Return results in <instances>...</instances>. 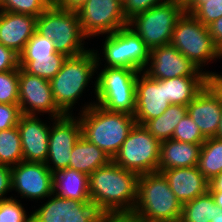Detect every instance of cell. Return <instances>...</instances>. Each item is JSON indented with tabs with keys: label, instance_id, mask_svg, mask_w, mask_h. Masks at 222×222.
Returning a JSON list of instances; mask_svg holds the SVG:
<instances>
[{
	"label": "cell",
	"instance_id": "18",
	"mask_svg": "<svg viewBox=\"0 0 222 222\" xmlns=\"http://www.w3.org/2000/svg\"><path fill=\"white\" fill-rule=\"evenodd\" d=\"M170 105L166 101L164 80L139 72L136 80V124L144 125L148 120L159 117Z\"/></svg>",
	"mask_w": 222,
	"mask_h": 222
},
{
	"label": "cell",
	"instance_id": "49",
	"mask_svg": "<svg viewBox=\"0 0 222 222\" xmlns=\"http://www.w3.org/2000/svg\"><path fill=\"white\" fill-rule=\"evenodd\" d=\"M50 5H54L55 0H46Z\"/></svg>",
	"mask_w": 222,
	"mask_h": 222
},
{
	"label": "cell",
	"instance_id": "6",
	"mask_svg": "<svg viewBox=\"0 0 222 222\" xmlns=\"http://www.w3.org/2000/svg\"><path fill=\"white\" fill-rule=\"evenodd\" d=\"M138 73L128 68L104 67L95 78V104L110 112L134 116Z\"/></svg>",
	"mask_w": 222,
	"mask_h": 222
},
{
	"label": "cell",
	"instance_id": "17",
	"mask_svg": "<svg viewBox=\"0 0 222 222\" xmlns=\"http://www.w3.org/2000/svg\"><path fill=\"white\" fill-rule=\"evenodd\" d=\"M187 113L205 138L216 137L222 114V93L209 81L187 105Z\"/></svg>",
	"mask_w": 222,
	"mask_h": 222
},
{
	"label": "cell",
	"instance_id": "12",
	"mask_svg": "<svg viewBox=\"0 0 222 222\" xmlns=\"http://www.w3.org/2000/svg\"><path fill=\"white\" fill-rule=\"evenodd\" d=\"M31 215L32 222H102L106 218L91 201L65 199L54 193Z\"/></svg>",
	"mask_w": 222,
	"mask_h": 222
},
{
	"label": "cell",
	"instance_id": "25",
	"mask_svg": "<svg viewBox=\"0 0 222 222\" xmlns=\"http://www.w3.org/2000/svg\"><path fill=\"white\" fill-rule=\"evenodd\" d=\"M210 77H176L164 80L166 101L187 106L210 81Z\"/></svg>",
	"mask_w": 222,
	"mask_h": 222
},
{
	"label": "cell",
	"instance_id": "47",
	"mask_svg": "<svg viewBox=\"0 0 222 222\" xmlns=\"http://www.w3.org/2000/svg\"><path fill=\"white\" fill-rule=\"evenodd\" d=\"M210 81L221 91L222 93V76H216L210 79Z\"/></svg>",
	"mask_w": 222,
	"mask_h": 222
},
{
	"label": "cell",
	"instance_id": "34",
	"mask_svg": "<svg viewBox=\"0 0 222 222\" xmlns=\"http://www.w3.org/2000/svg\"><path fill=\"white\" fill-rule=\"evenodd\" d=\"M172 139L190 144H203L206 140L188 113L175 127Z\"/></svg>",
	"mask_w": 222,
	"mask_h": 222
},
{
	"label": "cell",
	"instance_id": "32",
	"mask_svg": "<svg viewBox=\"0 0 222 222\" xmlns=\"http://www.w3.org/2000/svg\"><path fill=\"white\" fill-rule=\"evenodd\" d=\"M50 4L46 0H0V10L39 17Z\"/></svg>",
	"mask_w": 222,
	"mask_h": 222
},
{
	"label": "cell",
	"instance_id": "45",
	"mask_svg": "<svg viewBox=\"0 0 222 222\" xmlns=\"http://www.w3.org/2000/svg\"><path fill=\"white\" fill-rule=\"evenodd\" d=\"M172 1L181 6L184 10H186L194 2V0H172Z\"/></svg>",
	"mask_w": 222,
	"mask_h": 222
},
{
	"label": "cell",
	"instance_id": "20",
	"mask_svg": "<svg viewBox=\"0 0 222 222\" xmlns=\"http://www.w3.org/2000/svg\"><path fill=\"white\" fill-rule=\"evenodd\" d=\"M162 173L182 205L209 191V181L198 166L173 168L163 170Z\"/></svg>",
	"mask_w": 222,
	"mask_h": 222
},
{
	"label": "cell",
	"instance_id": "24",
	"mask_svg": "<svg viewBox=\"0 0 222 222\" xmlns=\"http://www.w3.org/2000/svg\"><path fill=\"white\" fill-rule=\"evenodd\" d=\"M110 161L112 159L107 153L81 135L73 146L69 168L89 176L96 169L107 165Z\"/></svg>",
	"mask_w": 222,
	"mask_h": 222
},
{
	"label": "cell",
	"instance_id": "1",
	"mask_svg": "<svg viewBox=\"0 0 222 222\" xmlns=\"http://www.w3.org/2000/svg\"><path fill=\"white\" fill-rule=\"evenodd\" d=\"M138 178L110 161L89 175L90 200L106 217H129L137 202Z\"/></svg>",
	"mask_w": 222,
	"mask_h": 222
},
{
	"label": "cell",
	"instance_id": "11",
	"mask_svg": "<svg viewBox=\"0 0 222 222\" xmlns=\"http://www.w3.org/2000/svg\"><path fill=\"white\" fill-rule=\"evenodd\" d=\"M78 16L87 38L111 34L129 23L120 0H87L78 10Z\"/></svg>",
	"mask_w": 222,
	"mask_h": 222
},
{
	"label": "cell",
	"instance_id": "30",
	"mask_svg": "<svg viewBox=\"0 0 222 222\" xmlns=\"http://www.w3.org/2000/svg\"><path fill=\"white\" fill-rule=\"evenodd\" d=\"M23 161L20 132L17 126L0 131V164L9 167Z\"/></svg>",
	"mask_w": 222,
	"mask_h": 222
},
{
	"label": "cell",
	"instance_id": "44",
	"mask_svg": "<svg viewBox=\"0 0 222 222\" xmlns=\"http://www.w3.org/2000/svg\"><path fill=\"white\" fill-rule=\"evenodd\" d=\"M102 222H136L129 217H106Z\"/></svg>",
	"mask_w": 222,
	"mask_h": 222
},
{
	"label": "cell",
	"instance_id": "46",
	"mask_svg": "<svg viewBox=\"0 0 222 222\" xmlns=\"http://www.w3.org/2000/svg\"><path fill=\"white\" fill-rule=\"evenodd\" d=\"M211 222H222V209L216 206L215 216L211 219Z\"/></svg>",
	"mask_w": 222,
	"mask_h": 222
},
{
	"label": "cell",
	"instance_id": "42",
	"mask_svg": "<svg viewBox=\"0 0 222 222\" xmlns=\"http://www.w3.org/2000/svg\"><path fill=\"white\" fill-rule=\"evenodd\" d=\"M208 31L212 36L215 46L222 51V17L218 18L208 26Z\"/></svg>",
	"mask_w": 222,
	"mask_h": 222
},
{
	"label": "cell",
	"instance_id": "16",
	"mask_svg": "<svg viewBox=\"0 0 222 222\" xmlns=\"http://www.w3.org/2000/svg\"><path fill=\"white\" fill-rule=\"evenodd\" d=\"M149 62L143 72L154 79L209 77L205 72L199 70L171 43L151 49Z\"/></svg>",
	"mask_w": 222,
	"mask_h": 222
},
{
	"label": "cell",
	"instance_id": "41",
	"mask_svg": "<svg viewBox=\"0 0 222 222\" xmlns=\"http://www.w3.org/2000/svg\"><path fill=\"white\" fill-rule=\"evenodd\" d=\"M209 192L213 196L216 205L222 209V171L209 182Z\"/></svg>",
	"mask_w": 222,
	"mask_h": 222
},
{
	"label": "cell",
	"instance_id": "37",
	"mask_svg": "<svg viewBox=\"0 0 222 222\" xmlns=\"http://www.w3.org/2000/svg\"><path fill=\"white\" fill-rule=\"evenodd\" d=\"M21 115L19 105L0 103V131L17 126Z\"/></svg>",
	"mask_w": 222,
	"mask_h": 222
},
{
	"label": "cell",
	"instance_id": "19",
	"mask_svg": "<svg viewBox=\"0 0 222 222\" xmlns=\"http://www.w3.org/2000/svg\"><path fill=\"white\" fill-rule=\"evenodd\" d=\"M47 124L38 118V115H21L17 127L24 162H46L50 134V126Z\"/></svg>",
	"mask_w": 222,
	"mask_h": 222
},
{
	"label": "cell",
	"instance_id": "40",
	"mask_svg": "<svg viewBox=\"0 0 222 222\" xmlns=\"http://www.w3.org/2000/svg\"><path fill=\"white\" fill-rule=\"evenodd\" d=\"M11 190V167L0 164V201L8 199L5 194Z\"/></svg>",
	"mask_w": 222,
	"mask_h": 222
},
{
	"label": "cell",
	"instance_id": "7",
	"mask_svg": "<svg viewBox=\"0 0 222 222\" xmlns=\"http://www.w3.org/2000/svg\"><path fill=\"white\" fill-rule=\"evenodd\" d=\"M171 44L210 78L219 76L216 72L202 69L210 61L220 59V51L215 46L208 27L192 14L184 11L178 18L173 29Z\"/></svg>",
	"mask_w": 222,
	"mask_h": 222
},
{
	"label": "cell",
	"instance_id": "22",
	"mask_svg": "<svg viewBox=\"0 0 222 222\" xmlns=\"http://www.w3.org/2000/svg\"><path fill=\"white\" fill-rule=\"evenodd\" d=\"M201 148L202 144H190L174 139L162 141L158 172L173 168L197 166Z\"/></svg>",
	"mask_w": 222,
	"mask_h": 222
},
{
	"label": "cell",
	"instance_id": "48",
	"mask_svg": "<svg viewBox=\"0 0 222 222\" xmlns=\"http://www.w3.org/2000/svg\"><path fill=\"white\" fill-rule=\"evenodd\" d=\"M216 137L222 139V114H221L220 126H219V129H218Z\"/></svg>",
	"mask_w": 222,
	"mask_h": 222
},
{
	"label": "cell",
	"instance_id": "13",
	"mask_svg": "<svg viewBox=\"0 0 222 222\" xmlns=\"http://www.w3.org/2000/svg\"><path fill=\"white\" fill-rule=\"evenodd\" d=\"M76 118L71 114L52 119L45 164L53 174L69 167L73 146L82 135L80 119Z\"/></svg>",
	"mask_w": 222,
	"mask_h": 222
},
{
	"label": "cell",
	"instance_id": "23",
	"mask_svg": "<svg viewBox=\"0 0 222 222\" xmlns=\"http://www.w3.org/2000/svg\"><path fill=\"white\" fill-rule=\"evenodd\" d=\"M53 193L65 199L91 201L89 176L69 167L59 170L53 175Z\"/></svg>",
	"mask_w": 222,
	"mask_h": 222
},
{
	"label": "cell",
	"instance_id": "9",
	"mask_svg": "<svg viewBox=\"0 0 222 222\" xmlns=\"http://www.w3.org/2000/svg\"><path fill=\"white\" fill-rule=\"evenodd\" d=\"M160 151L161 141L143 125L135 124L112 161L138 175L157 172Z\"/></svg>",
	"mask_w": 222,
	"mask_h": 222
},
{
	"label": "cell",
	"instance_id": "2",
	"mask_svg": "<svg viewBox=\"0 0 222 222\" xmlns=\"http://www.w3.org/2000/svg\"><path fill=\"white\" fill-rule=\"evenodd\" d=\"M182 204L162 172L140 174L137 202L129 218L136 222H179Z\"/></svg>",
	"mask_w": 222,
	"mask_h": 222
},
{
	"label": "cell",
	"instance_id": "5",
	"mask_svg": "<svg viewBox=\"0 0 222 222\" xmlns=\"http://www.w3.org/2000/svg\"><path fill=\"white\" fill-rule=\"evenodd\" d=\"M36 32L54 42L55 51L66 57L84 54L86 36L81 30L77 11L62 10L50 5L36 22Z\"/></svg>",
	"mask_w": 222,
	"mask_h": 222
},
{
	"label": "cell",
	"instance_id": "31",
	"mask_svg": "<svg viewBox=\"0 0 222 222\" xmlns=\"http://www.w3.org/2000/svg\"><path fill=\"white\" fill-rule=\"evenodd\" d=\"M185 11L192 14L204 26H208L222 17V0H194Z\"/></svg>",
	"mask_w": 222,
	"mask_h": 222
},
{
	"label": "cell",
	"instance_id": "27",
	"mask_svg": "<svg viewBox=\"0 0 222 222\" xmlns=\"http://www.w3.org/2000/svg\"><path fill=\"white\" fill-rule=\"evenodd\" d=\"M187 114V106L171 104L159 117L148 120L143 126L159 141L172 139L175 127Z\"/></svg>",
	"mask_w": 222,
	"mask_h": 222
},
{
	"label": "cell",
	"instance_id": "28",
	"mask_svg": "<svg viewBox=\"0 0 222 222\" xmlns=\"http://www.w3.org/2000/svg\"><path fill=\"white\" fill-rule=\"evenodd\" d=\"M199 171L210 182L222 171V139L218 137L206 138L202 144Z\"/></svg>",
	"mask_w": 222,
	"mask_h": 222
},
{
	"label": "cell",
	"instance_id": "4",
	"mask_svg": "<svg viewBox=\"0 0 222 222\" xmlns=\"http://www.w3.org/2000/svg\"><path fill=\"white\" fill-rule=\"evenodd\" d=\"M97 53V49L89 48L84 54L67 57L61 70L50 80L54 102L65 115L73 114L71 109L88 87L94 73H98L102 60L101 53Z\"/></svg>",
	"mask_w": 222,
	"mask_h": 222
},
{
	"label": "cell",
	"instance_id": "33",
	"mask_svg": "<svg viewBox=\"0 0 222 222\" xmlns=\"http://www.w3.org/2000/svg\"><path fill=\"white\" fill-rule=\"evenodd\" d=\"M0 103L19 105V69L0 72Z\"/></svg>",
	"mask_w": 222,
	"mask_h": 222
},
{
	"label": "cell",
	"instance_id": "21",
	"mask_svg": "<svg viewBox=\"0 0 222 222\" xmlns=\"http://www.w3.org/2000/svg\"><path fill=\"white\" fill-rule=\"evenodd\" d=\"M35 16L0 10V43L20 54L36 32Z\"/></svg>",
	"mask_w": 222,
	"mask_h": 222
},
{
	"label": "cell",
	"instance_id": "38",
	"mask_svg": "<svg viewBox=\"0 0 222 222\" xmlns=\"http://www.w3.org/2000/svg\"><path fill=\"white\" fill-rule=\"evenodd\" d=\"M166 0H124L123 12L126 19L129 21L135 15L145 12L155 5L162 4Z\"/></svg>",
	"mask_w": 222,
	"mask_h": 222
},
{
	"label": "cell",
	"instance_id": "39",
	"mask_svg": "<svg viewBox=\"0 0 222 222\" xmlns=\"http://www.w3.org/2000/svg\"><path fill=\"white\" fill-rule=\"evenodd\" d=\"M19 68V54L0 43V72Z\"/></svg>",
	"mask_w": 222,
	"mask_h": 222
},
{
	"label": "cell",
	"instance_id": "26",
	"mask_svg": "<svg viewBox=\"0 0 222 222\" xmlns=\"http://www.w3.org/2000/svg\"><path fill=\"white\" fill-rule=\"evenodd\" d=\"M67 57L55 52L51 56H19V67L26 73L51 80L61 70Z\"/></svg>",
	"mask_w": 222,
	"mask_h": 222
},
{
	"label": "cell",
	"instance_id": "14",
	"mask_svg": "<svg viewBox=\"0 0 222 222\" xmlns=\"http://www.w3.org/2000/svg\"><path fill=\"white\" fill-rule=\"evenodd\" d=\"M19 107L24 115L48 113L51 119L65 114L54 102L50 81L19 68ZM37 113V114H36Z\"/></svg>",
	"mask_w": 222,
	"mask_h": 222
},
{
	"label": "cell",
	"instance_id": "36",
	"mask_svg": "<svg viewBox=\"0 0 222 222\" xmlns=\"http://www.w3.org/2000/svg\"><path fill=\"white\" fill-rule=\"evenodd\" d=\"M55 52L54 42L35 32L19 56H51Z\"/></svg>",
	"mask_w": 222,
	"mask_h": 222
},
{
	"label": "cell",
	"instance_id": "43",
	"mask_svg": "<svg viewBox=\"0 0 222 222\" xmlns=\"http://www.w3.org/2000/svg\"><path fill=\"white\" fill-rule=\"evenodd\" d=\"M87 0H55L54 6L69 11H77Z\"/></svg>",
	"mask_w": 222,
	"mask_h": 222
},
{
	"label": "cell",
	"instance_id": "29",
	"mask_svg": "<svg viewBox=\"0 0 222 222\" xmlns=\"http://www.w3.org/2000/svg\"><path fill=\"white\" fill-rule=\"evenodd\" d=\"M216 206L213 196L208 191L182 205V215L179 222H211L215 216Z\"/></svg>",
	"mask_w": 222,
	"mask_h": 222
},
{
	"label": "cell",
	"instance_id": "15",
	"mask_svg": "<svg viewBox=\"0 0 222 222\" xmlns=\"http://www.w3.org/2000/svg\"><path fill=\"white\" fill-rule=\"evenodd\" d=\"M53 175L45 163L22 161L11 167V190L20 198L46 199L53 193Z\"/></svg>",
	"mask_w": 222,
	"mask_h": 222
},
{
	"label": "cell",
	"instance_id": "10",
	"mask_svg": "<svg viewBox=\"0 0 222 222\" xmlns=\"http://www.w3.org/2000/svg\"><path fill=\"white\" fill-rule=\"evenodd\" d=\"M103 44L105 67L143 72L149 63L150 49L129 26L107 34Z\"/></svg>",
	"mask_w": 222,
	"mask_h": 222
},
{
	"label": "cell",
	"instance_id": "3",
	"mask_svg": "<svg viewBox=\"0 0 222 222\" xmlns=\"http://www.w3.org/2000/svg\"><path fill=\"white\" fill-rule=\"evenodd\" d=\"M84 105L79 110L82 136L113 159L136 124L134 116L107 111L95 101Z\"/></svg>",
	"mask_w": 222,
	"mask_h": 222
},
{
	"label": "cell",
	"instance_id": "8",
	"mask_svg": "<svg viewBox=\"0 0 222 222\" xmlns=\"http://www.w3.org/2000/svg\"><path fill=\"white\" fill-rule=\"evenodd\" d=\"M184 11L172 0H166L135 15L129 20L128 26L151 50L171 43L173 29Z\"/></svg>",
	"mask_w": 222,
	"mask_h": 222
},
{
	"label": "cell",
	"instance_id": "35",
	"mask_svg": "<svg viewBox=\"0 0 222 222\" xmlns=\"http://www.w3.org/2000/svg\"><path fill=\"white\" fill-rule=\"evenodd\" d=\"M21 201L13 198L0 201V222H32V215H27Z\"/></svg>",
	"mask_w": 222,
	"mask_h": 222
}]
</instances>
